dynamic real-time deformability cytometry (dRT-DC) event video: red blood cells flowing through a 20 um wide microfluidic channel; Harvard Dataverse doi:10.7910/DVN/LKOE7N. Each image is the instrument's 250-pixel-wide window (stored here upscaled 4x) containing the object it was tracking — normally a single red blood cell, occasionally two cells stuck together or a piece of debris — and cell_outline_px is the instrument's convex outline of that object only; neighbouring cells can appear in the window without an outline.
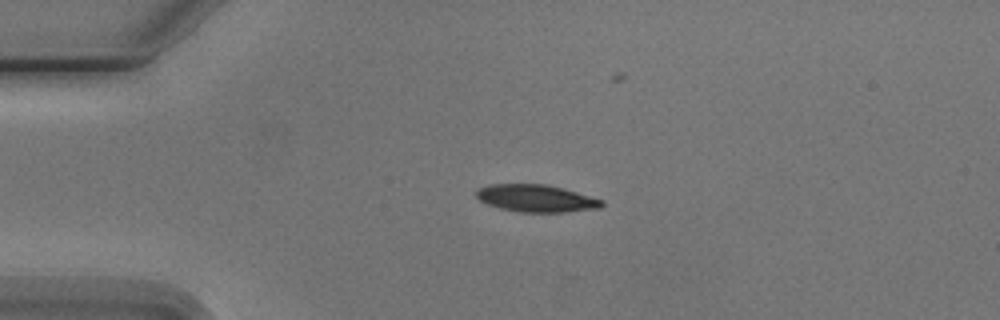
{"species": "Egyptian fruit bat (a non-hibernating species)", "species_latin": "Rousettus aegyptiacus", "temperature_condition": "cold", "stored_images_in_passage": 5, "camera_frame_rate_fps": 3000, "um_per_image_px": 0.085, "animal": {"sex": "male"}, "frame": {"image": 1, "passage_image": 3, "time_ms": 2.333, "image_size_px": [1000, 320], "cell_outline_px": [[604, 204], [600, 208], [564, 212], [520, 212], [500, 208], [488, 204], [480, 200], [476, 196], [476, 192], [480, 188], [488, 184], [548, 184], [564, 188], [604, 200]], "centroid_in_image_um": [45.6, 16.85], "position_along_channel_um": 39.4, "area_um2": 20.0}}
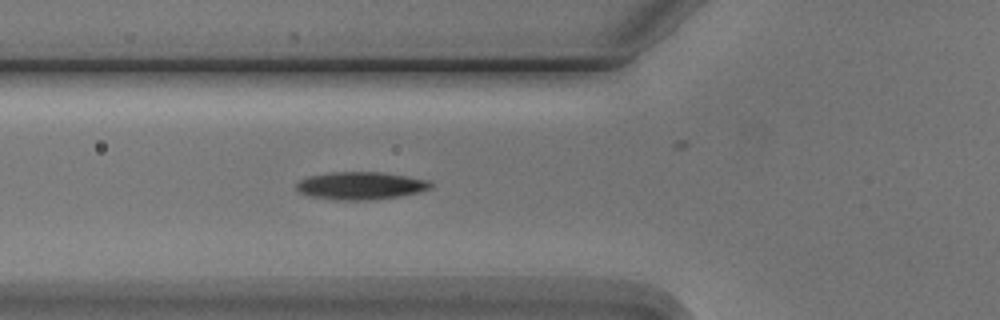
{"frame": {"image": 2, "passage_image": 5, "time_ms": 4.667, "image_size_px": [1000, 320], "cell_outline_px": [[432, 188], [420, 192], [400, 196], [368, 200], [336, 200], [308, 196], [300, 192], [296, 188], [296, 184], [300, 180], [308, 176], [328, 172], [380, 172], [428, 180], [432, 184]], "centroid_in_image_um": [30.63, 15.79], "position_along_channel_um": 95.2, "area_um2": 21.68}}